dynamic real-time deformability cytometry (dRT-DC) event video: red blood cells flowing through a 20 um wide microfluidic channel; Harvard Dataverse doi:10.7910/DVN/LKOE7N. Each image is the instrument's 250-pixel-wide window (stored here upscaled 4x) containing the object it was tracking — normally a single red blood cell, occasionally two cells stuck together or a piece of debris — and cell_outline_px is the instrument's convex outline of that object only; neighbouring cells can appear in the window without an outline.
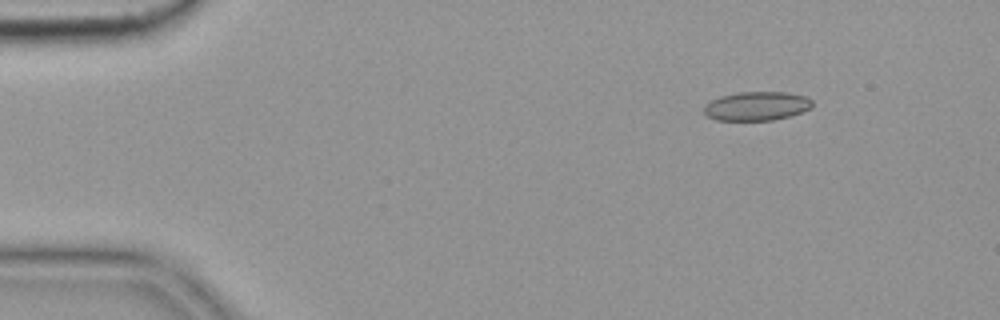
{"species": "common noctule bat (a hibernating species)", "species_latin": "Nyctalus noctula", "temperature_condition": "cold", "stored_images_in_passage": 7, "camera_frame_rate_fps": 3000, "um_per_image_px": 0.085, "animal": {"sex": "female", "body_mass_g": 19.9}, "frame": {"image": 1, "passage_image": 2, "time_ms": 0.333, "image_size_px": [1000, 320], "cell_outline_px": [[812, 108], [788, 116], [772, 120], [716, 120], [708, 116], [704, 112], [704, 104], [720, 96], [736, 92], [788, 92], [804, 96], [812, 100]], "centroid_in_image_um": [64.3, 9.0], "position_along_channel_um": 20.7, "area_um2": 18.21}}